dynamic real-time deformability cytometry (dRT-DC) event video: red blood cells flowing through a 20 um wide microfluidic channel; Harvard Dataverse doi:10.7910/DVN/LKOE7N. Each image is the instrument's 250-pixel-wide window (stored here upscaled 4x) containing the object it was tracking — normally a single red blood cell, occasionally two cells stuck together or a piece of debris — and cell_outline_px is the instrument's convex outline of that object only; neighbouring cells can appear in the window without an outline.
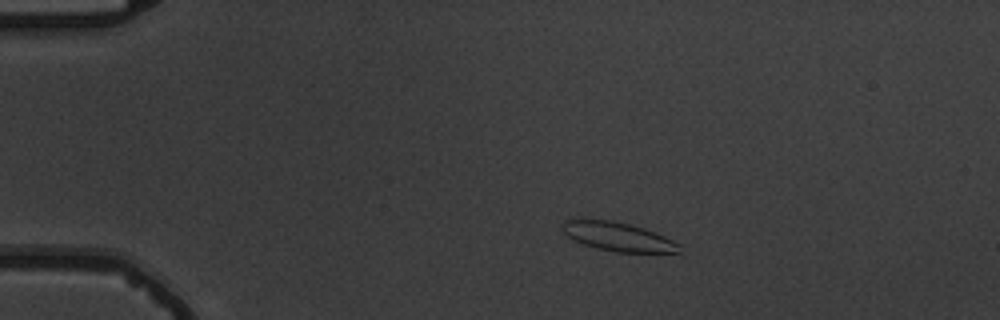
{"species": "common noctule bat (a hibernating species)", "species_latin": "Nyctalus noctula", "temperature_condition": "warm", "stored_images_in_passage": 3, "camera_frame_rate_fps": 3000, "um_per_image_px": 0.085, "animal": {"sex": "male", "body_mass_g": 19.5, "forearm_length_mm": 54.6}, "frame": {"image": 1, "passage_image": 2, "time_ms": 1.333, "image_size_px": [1000, 320], "cell_outline_px": [[680, 252], [616, 252], [596, 248], [572, 240], [564, 232], [564, 220], [580, 216], [612, 220], [628, 224], [656, 232], [680, 244]], "centroid_in_image_um": [52.45, 20.07], "position_along_channel_um": 32.5, "area_um2": 19.94}}